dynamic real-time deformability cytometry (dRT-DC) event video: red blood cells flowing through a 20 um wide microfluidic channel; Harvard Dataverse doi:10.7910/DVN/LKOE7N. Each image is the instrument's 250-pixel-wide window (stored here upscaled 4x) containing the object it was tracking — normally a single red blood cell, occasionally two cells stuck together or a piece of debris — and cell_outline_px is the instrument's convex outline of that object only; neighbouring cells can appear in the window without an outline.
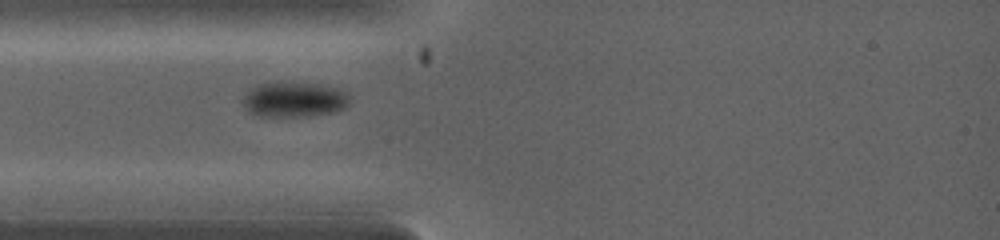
{"species": "common noctule bat (a hibernating species)", "species_latin": "Nyctalus noctula", "temperature_condition": "warm", "stored_images_in_passage": 2, "camera_frame_rate_fps": 5000, "um_per_image_px": 0.085, "animal": {"sex": "female", "body_mass_g": 19.0, "forearm_length_mm": 53.3}, "frame": {"image": 1, "passage_image": 1, "time_ms": 0.0, "image_size_px": [1000, 240], "cell_outline_px": [[348, 104], [344, 108], [332, 112], [308, 116], [260, 116], [248, 112], [244, 104], [244, 96], [256, 84], [316, 84], [336, 88], [344, 92], [348, 100]], "centroid_in_image_um": [24.98, 8.49], "position_along_channel_um": 60.0, "area_um2": 20.98}}
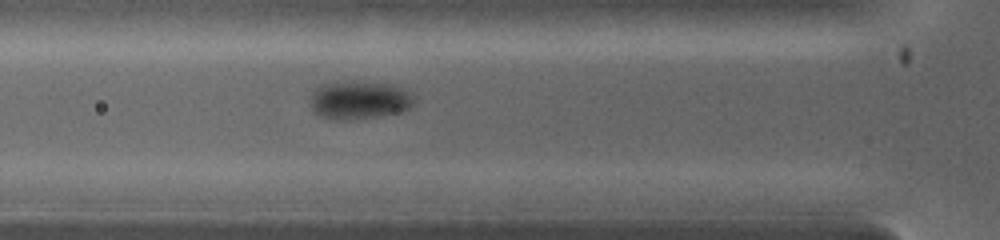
{"frame": {"image": 2, "passage_image": 2, "time_ms": 0.6, "image_size_px": [1000, 240], "cell_outline_px": [[412, 104], [408, 108], [376, 116], [348, 120], [336, 120], [320, 116], [312, 108], [312, 92], [316, 88], [324, 84], [360, 80], [392, 84], [404, 88], [412, 96]], "centroid_in_image_um": [30.51, 8.48], "position_along_channel_um": 95.3, "area_um2": 22.72}}